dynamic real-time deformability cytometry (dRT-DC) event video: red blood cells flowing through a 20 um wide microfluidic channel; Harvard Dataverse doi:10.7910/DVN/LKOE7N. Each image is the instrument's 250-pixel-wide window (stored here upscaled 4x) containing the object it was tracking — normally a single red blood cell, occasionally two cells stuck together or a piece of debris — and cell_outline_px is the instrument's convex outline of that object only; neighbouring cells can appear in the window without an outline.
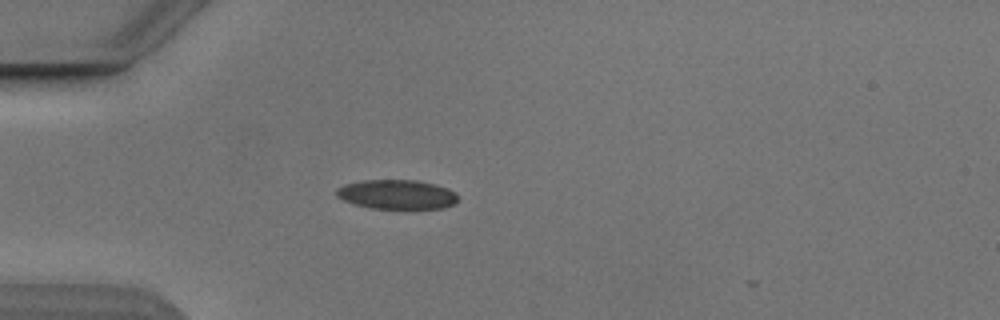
{"species": "Egyptian fruit bat (a non-hibernating species)", "species_latin": "Rousettus aegyptiacus", "temperature_condition": "cold", "stored_images_in_passage": 3, "camera_frame_rate_fps": 3000, "um_per_image_px": 0.085, "animal": {"sex": "male"}, "frame": {"image": 1, "passage_image": 1, "time_ms": 0.0, "image_size_px": [1000, 320], "cell_outline_px": [[460, 196], [456, 204], [444, 208], [368, 208], [352, 204], [336, 196], [336, 188], [344, 184], [360, 180], [416, 180], [436, 184], [448, 188], [456, 192]], "centroid_in_image_um": [33.75, 16.52], "position_along_channel_um": 51.2, "area_um2": 21.15}}